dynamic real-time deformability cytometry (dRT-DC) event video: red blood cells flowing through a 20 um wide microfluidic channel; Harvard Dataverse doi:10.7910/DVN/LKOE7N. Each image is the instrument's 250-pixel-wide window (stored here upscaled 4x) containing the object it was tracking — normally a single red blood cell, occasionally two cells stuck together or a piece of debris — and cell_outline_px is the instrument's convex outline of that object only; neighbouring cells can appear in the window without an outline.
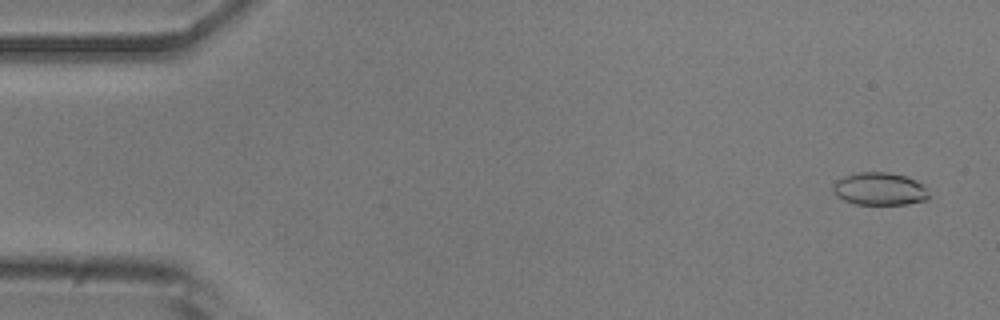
{"species": "common noctule bat (a hibernating species)", "species_latin": "Nyctalus noctula", "temperature_condition": "room temperature", "stored_images_in_passage": 11, "camera_frame_rate_fps": 3000, "um_per_image_px": 0.085, "animal": {"sex": "male", "body_mass_g": 20.5, "forearm_length_mm": 52.5}, "frame": {"image": 1, "passage_image": 3, "time_ms": 0.667, "image_size_px": [1000, 320], "cell_outline_px": [[928, 200], [904, 204], [856, 204], [844, 200], [836, 196], [832, 192], [832, 184], [836, 180], [844, 176], [860, 172], [888, 172], [904, 176], [916, 180], [924, 184], [928, 196]], "centroid_in_image_um": [74.73, 16.05], "position_along_channel_um": 10.3, "area_um2": 18.32}}